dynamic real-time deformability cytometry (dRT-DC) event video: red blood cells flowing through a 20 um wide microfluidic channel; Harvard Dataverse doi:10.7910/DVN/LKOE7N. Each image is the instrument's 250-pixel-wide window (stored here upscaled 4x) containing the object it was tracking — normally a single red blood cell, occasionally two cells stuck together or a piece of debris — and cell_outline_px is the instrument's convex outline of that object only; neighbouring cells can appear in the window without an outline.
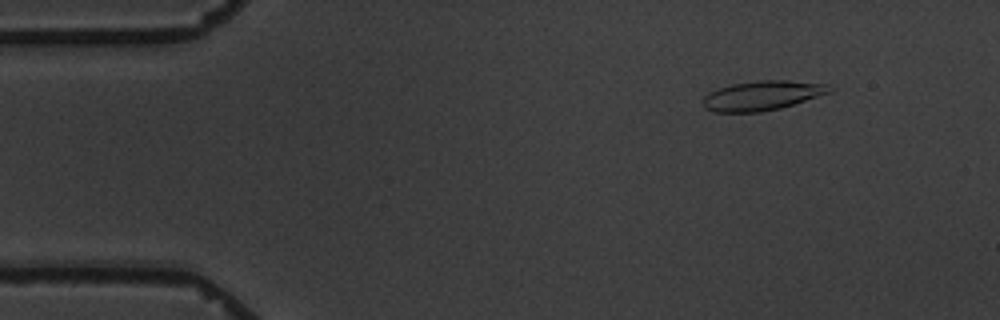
{"species": "common noctule bat (a hibernating species)", "species_latin": "Nyctalus noctula", "temperature_condition": "warm", "stored_images_in_passage": 5, "segment_of_instrument_passage": [1, 2], "camera_frame_rate_fps": 3000, "um_per_image_px": 0.085, "animal": {"sex": "male", "body_mass_g": 19.5, "forearm_length_mm": 54.6}, "frame": {"image": 1, "passage_image": 1, "time_ms": 0.0, "image_size_px": [1000, 320], "cell_outline_px": [[832, 92], [780, 108], [760, 112], [716, 112], [704, 108], [704, 96], [708, 92], [732, 84], [760, 80], [788, 80], [828, 84], [832, 88]], "centroid_in_image_um": [64.81, 8.12], "position_along_channel_um": 20.2, "area_um2": 21.68}}